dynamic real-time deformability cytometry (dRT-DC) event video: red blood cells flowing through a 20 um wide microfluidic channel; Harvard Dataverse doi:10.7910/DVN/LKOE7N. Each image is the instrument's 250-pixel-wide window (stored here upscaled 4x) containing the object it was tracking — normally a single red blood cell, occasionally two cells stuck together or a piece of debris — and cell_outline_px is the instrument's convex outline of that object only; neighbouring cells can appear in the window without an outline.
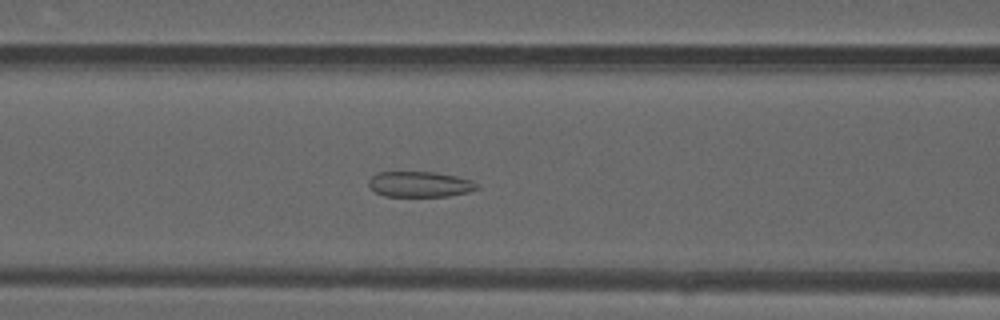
{"species": "common noctule bat (a hibernating species)", "species_latin": "Nyctalus noctula", "temperature_condition": "warm", "stored_images_in_passage": 50, "camera_frame_rate_fps": 3000, "um_per_image_px": 0.085, "animal": {"sex": "male", "forearm_length_mm": 52.5}, "frame": {"image": 1, "passage_image": 21, "time_ms": 6.667, "image_size_px": [1000, 320], "cell_outline_px": [[480, 188], [468, 192], [448, 196], [384, 196], [376, 192], [368, 184], [368, 180], [376, 172], [432, 172], [456, 176], [472, 180], [480, 184]], "centroid_in_image_um": [35.71, 15.66], "position_along_channel_um": 130.9, "area_um2": 16.18}}
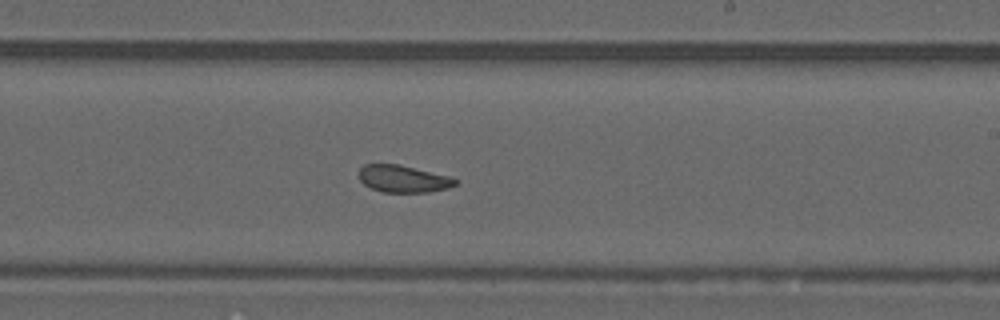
{"frame": {"image": 2, "passage_image": 30, "time_ms": 9.667, "image_size_px": [1000, 320], "cell_outline_px": [[460, 180], [456, 184], [448, 188], [428, 192], [384, 192], [372, 188], [364, 184], [360, 180], [360, 168], [364, 164], [400, 164], [448, 176]], "centroid_in_image_um": [34.29, 15.19], "position_along_channel_um": 254.7, "area_um2": 15.14}}
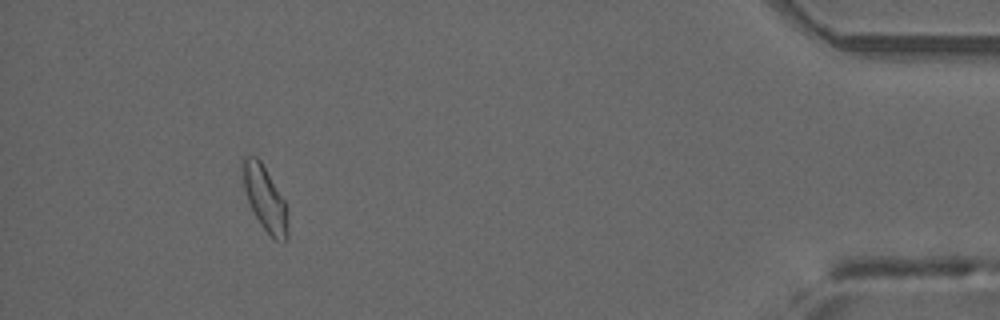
{"frame": {"image": 3, "passage_image": 46, "time_ms": 15.0, "image_size_px": [1000, 320], "cell_outline_px": [[288, 236], [284, 240], [276, 240], [260, 224], [248, 200], [244, 188], [240, 168], [240, 164], [244, 156], [256, 156], [260, 160], [284, 200], [288, 232]], "centroid_in_image_um": [22.46, 16.8], "position_along_channel_um": 412.7, "area_um2": 16.53}, "authors_computed_cell_mechanics": {"area_um2": 16.6464, "velocity_mm_per_s": 4.15, "shape_relaxation_time_tau1_ms": null, "shape_relaxation_time_tau2_ms": 2.0937, "deformation_change_tau1": null, "deformation_change_tau2": 0.0835}}